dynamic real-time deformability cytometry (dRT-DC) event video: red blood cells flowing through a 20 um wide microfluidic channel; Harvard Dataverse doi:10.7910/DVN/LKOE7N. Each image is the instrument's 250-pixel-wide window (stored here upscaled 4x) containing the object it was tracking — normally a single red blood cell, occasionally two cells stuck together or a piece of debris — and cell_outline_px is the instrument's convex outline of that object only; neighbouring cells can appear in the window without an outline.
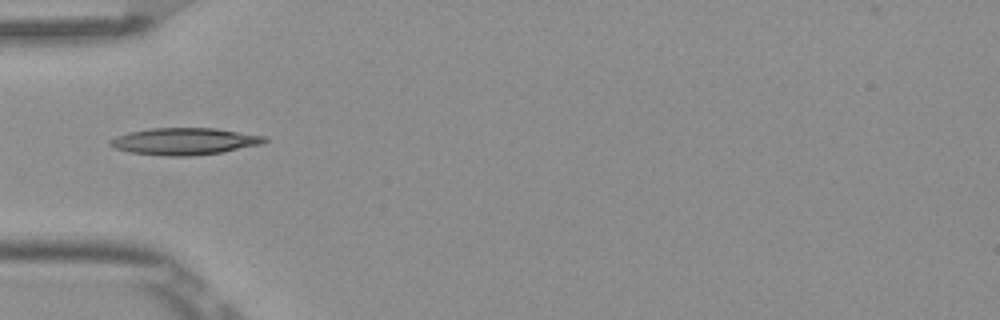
{"species": "Egyptian fruit bat (a non-hibernating species)", "species_latin": "Rousettus aegyptiacus", "temperature_condition": "room temperature", "stored_images_in_passage": 6, "camera_frame_rate_fps": 3000, "um_per_image_px": 0.085, "frame": {"image": 1, "passage_image": 5, "time_ms": 1.333, "image_size_px": [1000, 320], "cell_outline_px": [[268, 140], [264, 144], [220, 152], [188, 156], [164, 156], [128, 152], [116, 148], [108, 144], [108, 140], [116, 136], [128, 132], [152, 128], [216, 128], [264, 136]], "centroid_in_image_um": [15.65, 12.01], "position_along_channel_um": 69.3, "area_um2": 24.22}}
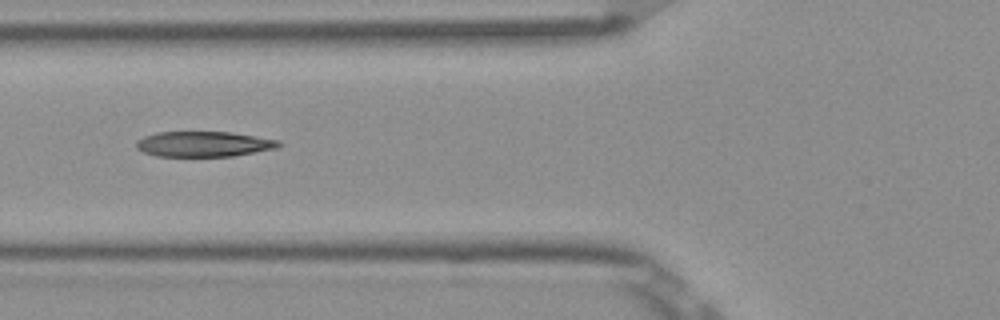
{"frame": {"image": 2, "passage_image": 6, "time_ms": 1.667, "image_size_px": [1000, 320], "cell_outline_px": [[284, 144], [276, 148], [232, 156], [156, 156], [144, 152], [136, 148], [136, 140], [144, 136], [156, 132], [228, 132], [280, 140]], "centroid_in_image_um": [17.3, 12.24], "position_along_channel_um": 108.5, "area_um2": 20.98}}